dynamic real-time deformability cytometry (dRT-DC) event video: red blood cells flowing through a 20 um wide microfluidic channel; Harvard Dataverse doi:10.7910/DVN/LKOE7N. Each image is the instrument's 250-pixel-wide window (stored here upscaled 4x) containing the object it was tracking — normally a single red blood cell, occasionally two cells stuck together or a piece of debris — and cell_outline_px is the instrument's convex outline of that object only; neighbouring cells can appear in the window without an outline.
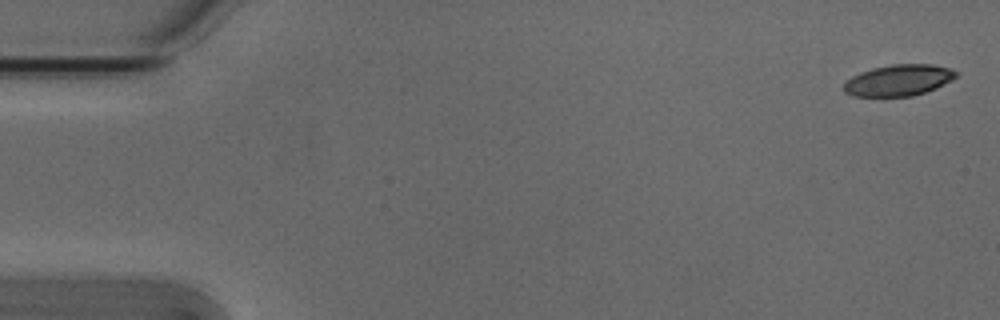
{"species": "Egyptian fruit bat (a non-hibernating species)", "species_latin": "Rousettus aegyptiacus", "temperature_condition": "cold", "stored_images_in_passage": 2, "camera_frame_rate_fps": 3000, "um_per_image_px": 0.085, "animal": {"sex": "male"}, "frame": {"image": 1, "passage_image": 1, "time_ms": 0.0, "image_size_px": [1000, 320], "cell_outline_px": [[956, 76], [952, 80], [936, 88], [912, 96], [852, 96], [844, 92], [844, 84], [852, 76], [860, 72], [872, 68], [892, 64], [932, 64], [952, 68], [956, 72]], "centroid_in_image_um": [76.38, 6.81], "position_along_channel_um": 8.6, "area_um2": 20.4}}